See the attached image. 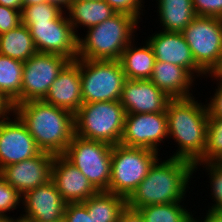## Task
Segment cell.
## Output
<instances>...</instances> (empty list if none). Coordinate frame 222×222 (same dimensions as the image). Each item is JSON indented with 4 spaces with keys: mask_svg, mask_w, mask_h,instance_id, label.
Masks as SVG:
<instances>
[{
    "mask_svg": "<svg viewBox=\"0 0 222 222\" xmlns=\"http://www.w3.org/2000/svg\"><path fill=\"white\" fill-rule=\"evenodd\" d=\"M83 204L87 207L93 222H118L126 208V198L107 191H99Z\"/></svg>",
    "mask_w": 222,
    "mask_h": 222,
    "instance_id": "cell-24",
    "label": "cell"
},
{
    "mask_svg": "<svg viewBox=\"0 0 222 222\" xmlns=\"http://www.w3.org/2000/svg\"><path fill=\"white\" fill-rule=\"evenodd\" d=\"M0 5L10 7L21 12L23 10L22 0H0Z\"/></svg>",
    "mask_w": 222,
    "mask_h": 222,
    "instance_id": "cell-40",
    "label": "cell"
},
{
    "mask_svg": "<svg viewBox=\"0 0 222 222\" xmlns=\"http://www.w3.org/2000/svg\"><path fill=\"white\" fill-rule=\"evenodd\" d=\"M158 152L147 148L112 146L109 192L128 198L147 176Z\"/></svg>",
    "mask_w": 222,
    "mask_h": 222,
    "instance_id": "cell-6",
    "label": "cell"
},
{
    "mask_svg": "<svg viewBox=\"0 0 222 222\" xmlns=\"http://www.w3.org/2000/svg\"><path fill=\"white\" fill-rule=\"evenodd\" d=\"M45 2L58 6L62 11L64 10V12L66 13L65 9L68 10L70 8L72 0H45Z\"/></svg>",
    "mask_w": 222,
    "mask_h": 222,
    "instance_id": "cell-41",
    "label": "cell"
},
{
    "mask_svg": "<svg viewBox=\"0 0 222 222\" xmlns=\"http://www.w3.org/2000/svg\"><path fill=\"white\" fill-rule=\"evenodd\" d=\"M22 198L25 211L23 216L35 222H56L64 218L67 203L52 180L28 190Z\"/></svg>",
    "mask_w": 222,
    "mask_h": 222,
    "instance_id": "cell-17",
    "label": "cell"
},
{
    "mask_svg": "<svg viewBox=\"0 0 222 222\" xmlns=\"http://www.w3.org/2000/svg\"><path fill=\"white\" fill-rule=\"evenodd\" d=\"M157 159L147 176L126 199L127 207H140L183 201L188 183L194 173V164L188 160L170 157Z\"/></svg>",
    "mask_w": 222,
    "mask_h": 222,
    "instance_id": "cell-1",
    "label": "cell"
},
{
    "mask_svg": "<svg viewBox=\"0 0 222 222\" xmlns=\"http://www.w3.org/2000/svg\"><path fill=\"white\" fill-rule=\"evenodd\" d=\"M214 74L216 76L222 77V62H221V65L219 66V68L216 70V72Z\"/></svg>",
    "mask_w": 222,
    "mask_h": 222,
    "instance_id": "cell-44",
    "label": "cell"
},
{
    "mask_svg": "<svg viewBox=\"0 0 222 222\" xmlns=\"http://www.w3.org/2000/svg\"><path fill=\"white\" fill-rule=\"evenodd\" d=\"M134 41L124 49L119 60L125 77L130 80L150 79L156 62L153 49L147 40L142 47L133 45Z\"/></svg>",
    "mask_w": 222,
    "mask_h": 222,
    "instance_id": "cell-21",
    "label": "cell"
},
{
    "mask_svg": "<svg viewBox=\"0 0 222 222\" xmlns=\"http://www.w3.org/2000/svg\"><path fill=\"white\" fill-rule=\"evenodd\" d=\"M22 202V195L14 189L0 174V216H8Z\"/></svg>",
    "mask_w": 222,
    "mask_h": 222,
    "instance_id": "cell-31",
    "label": "cell"
},
{
    "mask_svg": "<svg viewBox=\"0 0 222 222\" xmlns=\"http://www.w3.org/2000/svg\"><path fill=\"white\" fill-rule=\"evenodd\" d=\"M44 2H45V0H22L23 8L25 6L40 4V3H44Z\"/></svg>",
    "mask_w": 222,
    "mask_h": 222,
    "instance_id": "cell-43",
    "label": "cell"
},
{
    "mask_svg": "<svg viewBox=\"0 0 222 222\" xmlns=\"http://www.w3.org/2000/svg\"><path fill=\"white\" fill-rule=\"evenodd\" d=\"M24 62L0 54V93L13 105L22 103Z\"/></svg>",
    "mask_w": 222,
    "mask_h": 222,
    "instance_id": "cell-26",
    "label": "cell"
},
{
    "mask_svg": "<svg viewBox=\"0 0 222 222\" xmlns=\"http://www.w3.org/2000/svg\"><path fill=\"white\" fill-rule=\"evenodd\" d=\"M208 170V175H210V185L212 187L211 195L214 199V204L209 208V210H222V161H212L207 163H195L194 172L201 166Z\"/></svg>",
    "mask_w": 222,
    "mask_h": 222,
    "instance_id": "cell-30",
    "label": "cell"
},
{
    "mask_svg": "<svg viewBox=\"0 0 222 222\" xmlns=\"http://www.w3.org/2000/svg\"><path fill=\"white\" fill-rule=\"evenodd\" d=\"M70 62L62 55L36 53L23 64L22 103L43 100L58 74Z\"/></svg>",
    "mask_w": 222,
    "mask_h": 222,
    "instance_id": "cell-11",
    "label": "cell"
},
{
    "mask_svg": "<svg viewBox=\"0 0 222 222\" xmlns=\"http://www.w3.org/2000/svg\"><path fill=\"white\" fill-rule=\"evenodd\" d=\"M51 180L66 203H83L99 192L63 154L54 157Z\"/></svg>",
    "mask_w": 222,
    "mask_h": 222,
    "instance_id": "cell-16",
    "label": "cell"
},
{
    "mask_svg": "<svg viewBox=\"0 0 222 222\" xmlns=\"http://www.w3.org/2000/svg\"><path fill=\"white\" fill-rule=\"evenodd\" d=\"M21 23V11L0 5V34L14 29Z\"/></svg>",
    "mask_w": 222,
    "mask_h": 222,
    "instance_id": "cell-33",
    "label": "cell"
},
{
    "mask_svg": "<svg viewBox=\"0 0 222 222\" xmlns=\"http://www.w3.org/2000/svg\"><path fill=\"white\" fill-rule=\"evenodd\" d=\"M181 201L154 204L138 208L145 222H193L192 212L182 206Z\"/></svg>",
    "mask_w": 222,
    "mask_h": 222,
    "instance_id": "cell-27",
    "label": "cell"
},
{
    "mask_svg": "<svg viewBox=\"0 0 222 222\" xmlns=\"http://www.w3.org/2000/svg\"><path fill=\"white\" fill-rule=\"evenodd\" d=\"M160 24L167 32H182L197 16L192 0H157Z\"/></svg>",
    "mask_w": 222,
    "mask_h": 222,
    "instance_id": "cell-23",
    "label": "cell"
},
{
    "mask_svg": "<svg viewBox=\"0 0 222 222\" xmlns=\"http://www.w3.org/2000/svg\"><path fill=\"white\" fill-rule=\"evenodd\" d=\"M67 15L75 33L79 26L91 28L111 18L116 12L105 0H72Z\"/></svg>",
    "mask_w": 222,
    "mask_h": 222,
    "instance_id": "cell-22",
    "label": "cell"
},
{
    "mask_svg": "<svg viewBox=\"0 0 222 222\" xmlns=\"http://www.w3.org/2000/svg\"><path fill=\"white\" fill-rule=\"evenodd\" d=\"M150 80L171 99L193 97L190 90L195 78L179 65L156 61Z\"/></svg>",
    "mask_w": 222,
    "mask_h": 222,
    "instance_id": "cell-20",
    "label": "cell"
},
{
    "mask_svg": "<svg viewBox=\"0 0 222 222\" xmlns=\"http://www.w3.org/2000/svg\"><path fill=\"white\" fill-rule=\"evenodd\" d=\"M116 13L132 15L138 21L144 7L143 0H105Z\"/></svg>",
    "mask_w": 222,
    "mask_h": 222,
    "instance_id": "cell-32",
    "label": "cell"
},
{
    "mask_svg": "<svg viewBox=\"0 0 222 222\" xmlns=\"http://www.w3.org/2000/svg\"><path fill=\"white\" fill-rule=\"evenodd\" d=\"M170 100L171 98L156 87L150 79H126L120 103L126 114L166 113V107Z\"/></svg>",
    "mask_w": 222,
    "mask_h": 222,
    "instance_id": "cell-15",
    "label": "cell"
},
{
    "mask_svg": "<svg viewBox=\"0 0 222 222\" xmlns=\"http://www.w3.org/2000/svg\"><path fill=\"white\" fill-rule=\"evenodd\" d=\"M197 16L222 18V0H192Z\"/></svg>",
    "mask_w": 222,
    "mask_h": 222,
    "instance_id": "cell-34",
    "label": "cell"
},
{
    "mask_svg": "<svg viewBox=\"0 0 222 222\" xmlns=\"http://www.w3.org/2000/svg\"><path fill=\"white\" fill-rule=\"evenodd\" d=\"M56 222H66V221H65V219L63 218V219L58 220V221H56Z\"/></svg>",
    "mask_w": 222,
    "mask_h": 222,
    "instance_id": "cell-46",
    "label": "cell"
},
{
    "mask_svg": "<svg viewBox=\"0 0 222 222\" xmlns=\"http://www.w3.org/2000/svg\"><path fill=\"white\" fill-rule=\"evenodd\" d=\"M37 53L29 28L22 23L0 34V54L25 62Z\"/></svg>",
    "mask_w": 222,
    "mask_h": 222,
    "instance_id": "cell-25",
    "label": "cell"
},
{
    "mask_svg": "<svg viewBox=\"0 0 222 222\" xmlns=\"http://www.w3.org/2000/svg\"><path fill=\"white\" fill-rule=\"evenodd\" d=\"M83 103L120 101L126 80L119 60L79 59Z\"/></svg>",
    "mask_w": 222,
    "mask_h": 222,
    "instance_id": "cell-7",
    "label": "cell"
},
{
    "mask_svg": "<svg viewBox=\"0 0 222 222\" xmlns=\"http://www.w3.org/2000/svg\"><path fill=\"white\" fill-rule=\"evenodd\" d=\"M63 12L52 22L22 23L29 28L38 53L62 55L70 61L78 58V34Z\"/></svg>",
    "mask_w": 222,
    "mask_h": 222,
    "instance_id": "cell-10",
    "label": "cell"
},
{
    "mask_svg": "<svg viewBox=\"0 0 222 222\" xmlns=\"http://www.w3.org/2000/svg\"><path fill=\"white\" fill-rule=\"evenodd\" d=\"M81 89L77 58L70 61L58 74L43 101L75 114L83 104Z\"/></svg>",
    "mask_w": 222,
    "mask_h": 222,
    "instance_id": "cell-19",
    "label": "cell"
},
{
    "mask_svg": "<svg viewBox=\"0 0 222 222\" xmlns=\"http://www.w3.org/2000/svg\"><path fill=\"white\" fill-rule=\"evenodd\" d=\"M20 215H21L20 217L15 218V219H14V217L13 218L10 217V222H35L32 219L23 216L22 214H20Z\"/></svg>",
    "mask_w": 222,
    "mask_h": 222,
    "instance_id": "cell-42",
    "label": "cell"
},
{
    "mask_svg": "<svg viewBox=\"0 0 222 222\" xmlns=\"http://www.w3.org/2000/svg\"><path fill=\"white\" fill-rule=\"evenodd\" d=\"M181 33L196 65L206 75L215 73L222 62V18L196 16Z\"/></svg>",
    "mask_w": 222,
    "mask_h": 222,
    "instance_id": "cell-8",
    "label": "cell"
},
{
    "mask_svg": "<svg viewBox=\"0 0 222 222\" xmlns=\"http://www.w3.org/2000/svg\"><path fill=\"white\" fill-rule=\"evenodd\" d=\"M0 121V171L13 163L35 157L42 150L36 144L26 125L13 113Z\"/></svg>",
    "mask_w": 222,
    "mask_h": 222,
    "instance_id": "cell-13",
    "label": "cell"
},
{
    "mask_svg": "<svg viewBox=\"0 0 222 222\" xmlns=\"http://www.w3.org/2000/svg\"><path fill=\"white\" fill-rule=\"evenodd\" d=\"M64 11L47 2L25 6L21 12L22 23L52 22Z\"/></svg>",
    "mask_w": 222,
    "mask_h": 222,
    "instance_id": "cell-29",
    "label": "cell"
},
{
    "mask_svg": "<svg viewBox=\"0 0 222 222\" xmlns=\"http://www.w3.org/2000/svg\"><path fill=\"white\" fill-rule=\"evenodd\" d=\"M66 222H93L83 203H67L64 211Z\"/></svg>",
    "mask_w": 222,
    "mask_h": 222,
    "instance_id": "cell-35",
    "label": "cell"
},
{
    "mask_svg": "<svg viewBox=\"0 0 222 222\" xmlns=\"http://www.w3.org/2000/svg\"><path fill=\"white\" fill-rule=\"evenodd\" d=\"M118 222H145L138 210L126 208L121 212Z\"/></svg>",
    "mask_w": 222,
    "mask_h": 222,
    "instance_id": "cell-37",
    "label": "cell"
},
{
    "mask_svg": "<svg viewBox=\"0 0 222 222\" xmlns=\"http://www.w3.org/2000/svg\"><path fill=\"white\" fill-rule=\"evenodd\" d=\"M200 219H196L193 217V222H200ZM202 222V221H201ZM203 222H222V210H209L206 213Z\"/></svg>",
    "mask_w": 222,
    "mask_h": 222,
    "instance_id": "cell-39",
    "label": "cell"
},
{
    "mask_svg": "<svg viewBox=\"0 0 222 222\" xmlns=\"http://www.w3.org/2000/svg\"><path fill=\"white\" fill-rule=\"evenodd\" d=\"M98 191L109 192L112 145L73 136L63 154Z\"/></svg>",
    "mask_w": 222,
    "mask_h": 222,
    "instance_id": "cell-9",
    "label": "cell"
},
{
    "mask_svg": "<svg viewBox=\"0 0 222 222\" xmlns=\"http://www.w3.org/2000/svg\"><path fill=\"white\" fill-rule=\"evenodd\" d=\"M13 113L26 125L44 152L64 154L75 135L74 114L43 100L16 104Z\"/></svg>",
    "mask_w": 222,
    "mask_h": 222,
    "instance_id": "cell-2",
    "label": "cell"
},
{
    "mask_svg": "<svg viewBox=\"0 0 222 222\" xmlns=\"http://www.w3.org/2000/svg\"><path fill=\"white\" fill-rule=\"evenodd\" d=\"M195 97L171 99L166 107L168 137L179 145L170 156L197 163L203 156L207 144L208 110L206 104Z\"/></svg>",
    "mask_w": 222,
    "mask_h": 222,
    "instance_id": "cell-3",
    "label": "cell"
},
{
    "mask_svg": "<svg viewBox=\"0 0 222 222\" xmlns=\"http://www.w3.org/2000/svg\"><path fill=\"white\" fill-rule=\"evenodd\" d=\"M162 31V32H161ZM147 40L151 45L156 61L168 62L185 68L193 77L206 74L196 65L189 45L180 32L161 30ZM155 34V35H154Z\"/></svg>",
    "mask_w": 222,
    "mask_h": 222,
    "instance_id": "cell-18",
    "label": "cell"
},
{
    "mask_svg": "<svg viewBox=\"0 0 222 222\" xmlns=\"http://www.w3.org/2000/svg\"><path fill=\"white\" fill-rule=\"evenodd\" d=\"M13 105L0 93V121L13 113Z\"/></svg>",
    "mask_w": 222,
    "mask_h": 222,
    "instance_id": "cell-38",
    "label": "cell"
},
{
    "mask_svg": "<svg viewBox=\"0 0 222 222\" xmlns=\"http://www.w3.org/2000/svg\"><path fill=\"white\" fill-rule=\"evenodd\" d=\"M138 21L132 15L116 13L78 36V58L87 60H120L122 52L133 41Z\"/></svg>",
    "mask_w": 222,
    "mask_h": 222,
    "instance_id": "cell-4",
    "label": "cell"
},
{
    "mask_svg": "<svg viewBox=\"0 0 222 222\" xmlns=\"http://www.w3.org/2000/svg\"><path fill=\"white\" fill-rule=\"evenodd\" d=\"M0 222H10V216H0Z\"/></svg>",
    "mask_w": 222,
    "mask_h": 222,
    "instance_id": "cell-45",
    "label": "cell"
},
{
    "mask_svg": "<svg viewBox=\"0 0 222 222\" xmlns=\"http://www.w3.org/2000/svg\"><path fill=\"white\" fill-rule=\"evenodd\" d=\"M55 155L42 151L33 158L10 164L0 174L21 195L51 180Z\"/></svg>",
    "mask_w": 222,
    "mask_h": 222,
    "instance_id": "cell-14",
    "label": "cell"
},
{
    "mask_svg": "<svg viewBox=\"0 0 222 222\" xmlns=\"http://www.w3.org/2000/svg\"><path fill=\"white\" fill-rule=\"evenodd\" d=\"M212 161H222V118H208L206 150L197 163Z\"/></svg>",
    "mask_w": 222,
    "mask_h": 222,
    "instance_id": "cell-28",
    "label": "cell"
},
{
    "mask_svg": "<svg viewBox=\"0 0 222 222\" xmlns=\"http://www.w3.org/2000/svg\"><path fill=\"white\" fill-rule=\"evenodd\" d=\"M125 117L120 101L83 103L74 114L75 134L114 146L121 141Z\"/></svg>",
    "mask_w": 222,
    "mask_h": 222,
    "instance_id": "cell-5",
    "label": "cell"
},
{
    "mask_svg": "<svg viewBox=\"0 0 222 222\" xmlns=\"http://www.w3.org/2000/svg\"><path fill=\"white\" fill-rule=\"evenodd\" d=\"M168 137L166 113L126 114L120 145L147 148L158 152V146ZM160 143V144H159Z\"/></svg>",
    "mask_w": 222,
    "mask_h": 222,
    "instance_id": "cell-12",
    "label": "cell"
},
{
    "mask_svg": "<svg viewBox=\"0 0 222 222\" xmlns=\"http://www.w3.org/2000/svg\"><path fill=\"white\" fill-rule=\"evenodd\" d=\"M215 80H219L218 87L215 89L214 96L211 98L207 106L209 118H222V77L216 76L213 74H208Z\"/></svg>",
    "mask_w": 222,
    "mask_h": 222,
    "instance_id": "cell-36",
    "label": "cell"
}]
</instances>
